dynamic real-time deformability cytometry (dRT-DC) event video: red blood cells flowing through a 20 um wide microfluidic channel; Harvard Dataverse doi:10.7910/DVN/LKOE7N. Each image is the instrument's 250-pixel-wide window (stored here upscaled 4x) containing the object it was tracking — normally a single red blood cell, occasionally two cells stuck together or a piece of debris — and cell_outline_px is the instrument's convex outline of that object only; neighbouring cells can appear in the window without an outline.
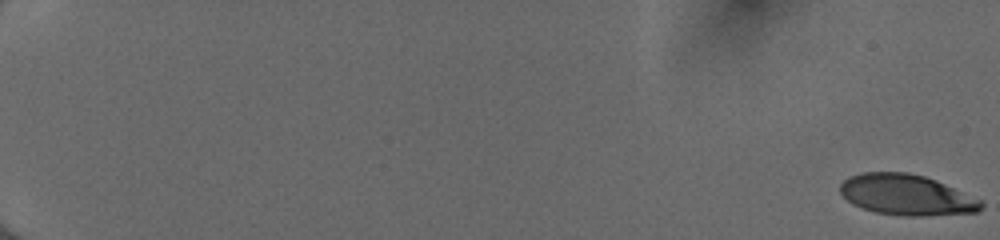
{"species": "human", "species_latin": "Homo sapiens", "temperature_condition": "cold", "stored_images_in_passage": 55, "camera_frame_rate_fps": 3000, "um_per_image_px": 0.085, "donor": {"sex": "female"}, "frame": {"image": 1, "passage_image": 1, "time_ms": 0.0, "image_size_px": [1000, 240], "cell_outline_px": [[984, 204], [976, 212], [920, 216], [904, 216], [876, 212], [852, 204], [840, 192], [840, 184], [848, 176], [864, 172], [908, 172], [924, 176], [936, 180], [980, 200]], "centroid_in_image_um": [77.01, 16.55], "position_along_channel_um": 8.0, "area_um2": 33.12}}
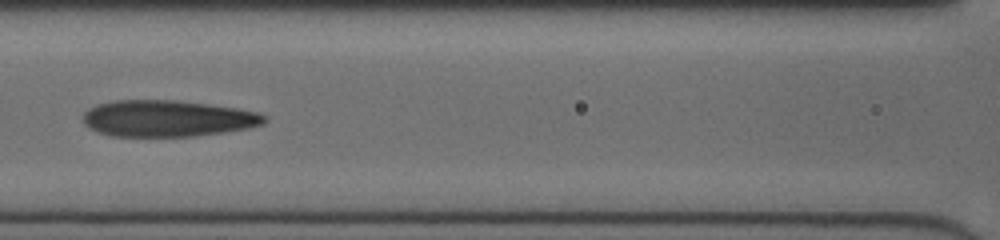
{"frame": {"image": 2, "passage_image": 29, "time_ms": 9.333, "image_size_px": [1000, 240], "cell_outline_px": [[268, 120], [264, 124], [248, 128], [224, 132], [196, 136], [112, 136], [96, 132], [88, 128], [84, 124], [84, 112], [88, 108], [96, 104], [112, 100], [176, 100], [236, 108], [256, 112], [268, 116]], "centroid_in_image_um": [14.21, 10.07], "position_along_channel_um": 152.4, "area_um2": 38.73}}
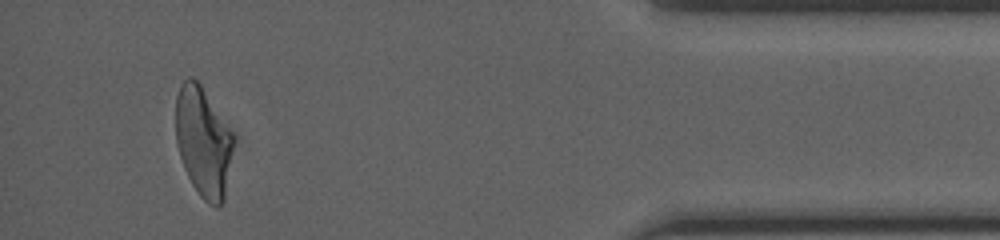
{"frame": {"image": 3, "passage_image": 52, "time_ms": 17.0, "image_size_px": [1000, 240], "cell_outline_px": [[232, 148], [224, 200], [216, 208], [208, 204], [200, 196], [192, 184], [184, 168], [176, 144], [176, 96], [180, 84], [188, 76], [192, 76], [200, 84], [232, 132]], "centroid_in_image_um": [17.24, 12.05], "position_along_channel_um": 418.0, "area_um2": 36.47}, "authors_computed_cell_mechanics": {"area_um2": 36.992, "velocity_mm_per_s": 4.0318, "shape_relaxation_time_tau1_ms": 10.1221, "shape_relaxation_time_tau2_ms": 1.8185, "deformation_change_tau1": 0.3089, "deformation_change_tau2": 0.1025}}